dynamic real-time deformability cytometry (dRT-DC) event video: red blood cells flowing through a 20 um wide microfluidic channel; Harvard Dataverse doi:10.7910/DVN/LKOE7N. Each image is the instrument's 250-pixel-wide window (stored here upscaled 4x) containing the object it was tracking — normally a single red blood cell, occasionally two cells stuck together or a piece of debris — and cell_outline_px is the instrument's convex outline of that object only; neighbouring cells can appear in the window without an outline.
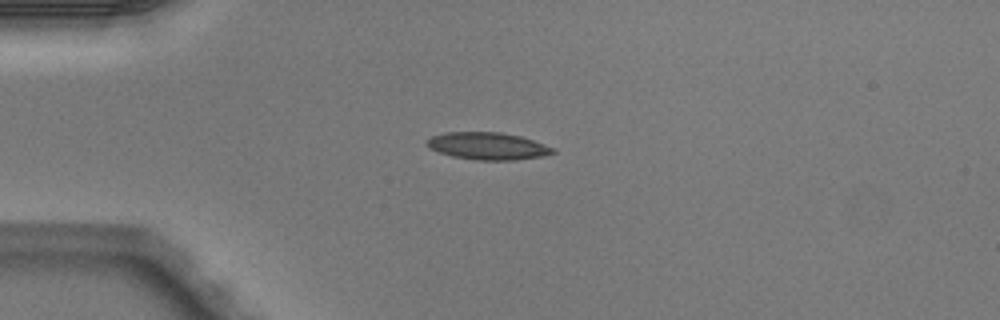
{"species": "Egyptian fruit bat (a non-hibernating species)", "species_latin": "Rousettus aegyptiacus", "temperature_condition": "warm", "stored_images_in_passage": 5, "camera_frame_rate_fps": 3000, "um_per_image_px": 0.085, "animal": {"sex": "male"}, "frame": {"image": 1, "passage_image": 2, "time_ms": 0.333, "image_size_px": [1000, 320], "cell_outline_px": [[556, 152], [540, 156], [516, 160], [476, 160], [452, 156], [428, 148], [428, 140], [432, 136], [444, 132], [500, 132], [520, 136], [556, 148]], "centroid_in_image_um": [41.47, 12.41], "position_along_channel_um": 43.5, "area_um2": 19.88}}
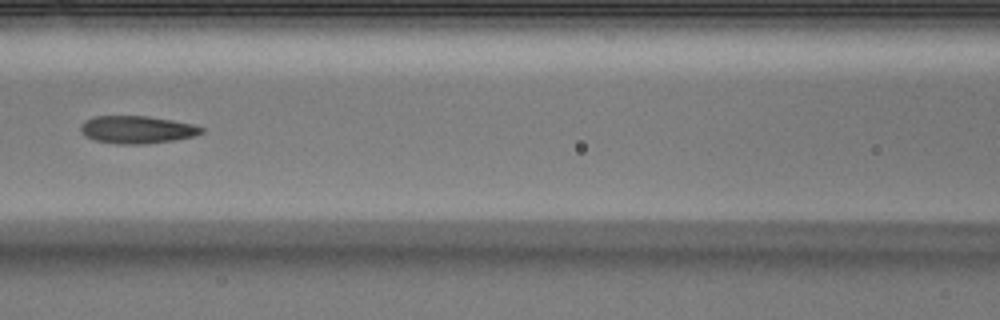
{"frame": {"image": 2, "passage_image": 5, "time_ms": 1.333, "image_size_px": [1000, 320], "cell_outline_px": [[204, 132], [192, 136], [172, 140], [144, 144], [116, 144], [96, 140], [84, 136], [80, 132], [80, 124], [84, 120], [92, 116], [148, 116], [172, 120], [192, 124], [204, 128]], "centroid_in_image_um": [11.58, 11.01], "position_along_channel_um": 155.0, "area_um2": 19.48}}